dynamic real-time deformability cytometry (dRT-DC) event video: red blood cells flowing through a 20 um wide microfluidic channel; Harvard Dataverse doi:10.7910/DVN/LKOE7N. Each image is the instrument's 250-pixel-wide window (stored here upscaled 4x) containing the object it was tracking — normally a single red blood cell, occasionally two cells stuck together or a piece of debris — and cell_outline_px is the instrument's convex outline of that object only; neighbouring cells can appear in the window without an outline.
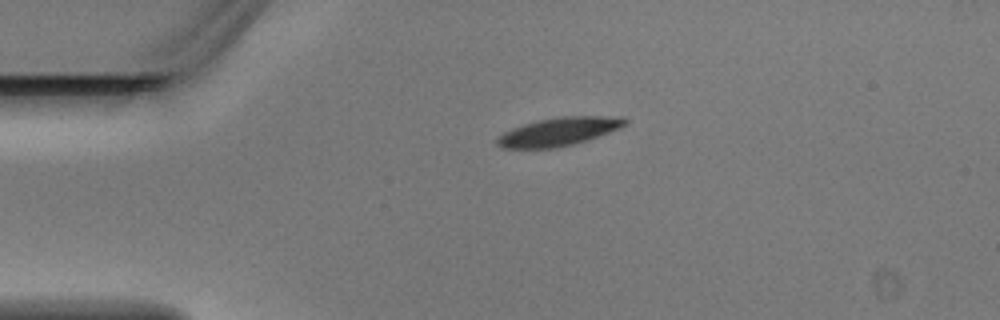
{"species": "Egyptian fruit bat (a non-hibernating species)", "species_latin": "Rousettus aegyptiacus", "temperature_condition": "warm", "stored_images_in_passage": 2, "camera_frame_rate_fps": 3000, "um_per_image_px": 0.085, "animal": {"sex": "male"}, "frame": {"image": 1, "passage_image": 1, "time_ms": 0.0, "image_size_px": [1000, 320], "cell_outline_px": [[628, 124], [620, 128], [572, 144], [556, 148], [504, 148], [496, 144], [496, 136], [512, 128], [524, 124], [540, 120], [560, 116], [624, 116], [628, 120]], "centroid_in_image_um": [47.5, 11.17], "position_along_channel_um": 37.5, "area_um2": 20.98}}